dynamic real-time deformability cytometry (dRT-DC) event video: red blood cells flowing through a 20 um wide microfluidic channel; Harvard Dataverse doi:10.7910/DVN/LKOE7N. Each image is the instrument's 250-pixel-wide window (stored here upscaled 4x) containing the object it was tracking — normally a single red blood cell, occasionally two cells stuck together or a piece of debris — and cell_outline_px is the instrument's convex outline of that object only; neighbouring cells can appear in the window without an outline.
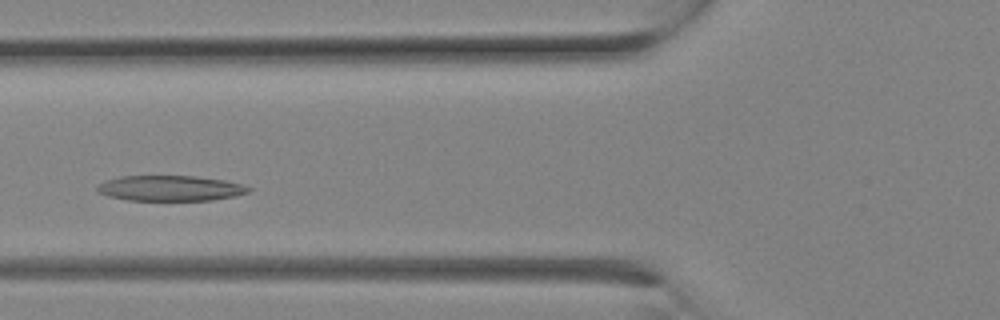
{"species": "Egyptian fruit bat (a non-hibernating species)", "species_latin": "Rousettus aegyptiacus", "temperature_condition": "room temperature", "stored_images_in_passage": 7, "camera_frame_rate_fps": 3000, "um_per_image_px": 0.085, "animal": {"sex": "female"}, "frame": {"image": 1, "passage_image": 6, "time_ms": 1.667, "image_size_px": [1000, 320], "cell_outline_px": [[252, 188], [248, 192], [236, 196], [212, 200], [128, 200], [108, 196], [100, 192], [96, 188], [104, 180], [120, 176], [196, 176], [224, 180], [244, 184]], "centroid_in_image_um": [14.5, 15.99], "position_along_channel_um": 111.3, "area_um2": 22.43}}